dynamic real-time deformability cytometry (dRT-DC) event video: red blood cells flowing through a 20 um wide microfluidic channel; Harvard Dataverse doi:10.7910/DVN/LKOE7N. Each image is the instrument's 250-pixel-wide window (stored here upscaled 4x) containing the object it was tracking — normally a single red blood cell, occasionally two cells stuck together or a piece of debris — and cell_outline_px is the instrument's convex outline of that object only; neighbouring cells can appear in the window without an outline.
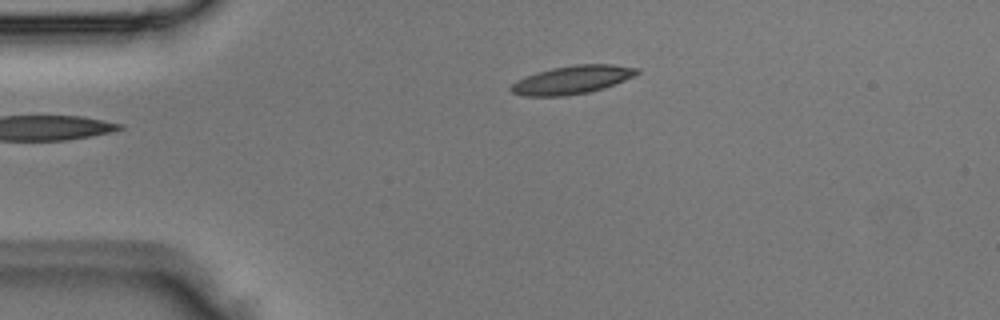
{"species": "Egyptian fruit bat (a non-hibernating species)", "species_latin": "Rousettus aegyptiacus", "temperature_condition": "room temperature", "stored_images_in_passage": 3, "camera_frame_rate_fps": 3000, "um_per_image_px": 0.085, "animal": {"sex": "male"}, "frame": {"image": 1, "passage_image": 3, "time_ms": 0.667, "image_size_px": [1000, 320], "cell_outline_px": [[640, 72], [624, 80], [604, 88], [588, 92], [564, 96], [528, 96], [512, 92], [508, 88], [516, 80], [536, 72], [552, 68], [576, 64], [612, 64], [640, 68]], "centroid_in_image_um": [48.63, 6.77], "position_along_channel_um": 36.4, "area_um2": 20.69}}